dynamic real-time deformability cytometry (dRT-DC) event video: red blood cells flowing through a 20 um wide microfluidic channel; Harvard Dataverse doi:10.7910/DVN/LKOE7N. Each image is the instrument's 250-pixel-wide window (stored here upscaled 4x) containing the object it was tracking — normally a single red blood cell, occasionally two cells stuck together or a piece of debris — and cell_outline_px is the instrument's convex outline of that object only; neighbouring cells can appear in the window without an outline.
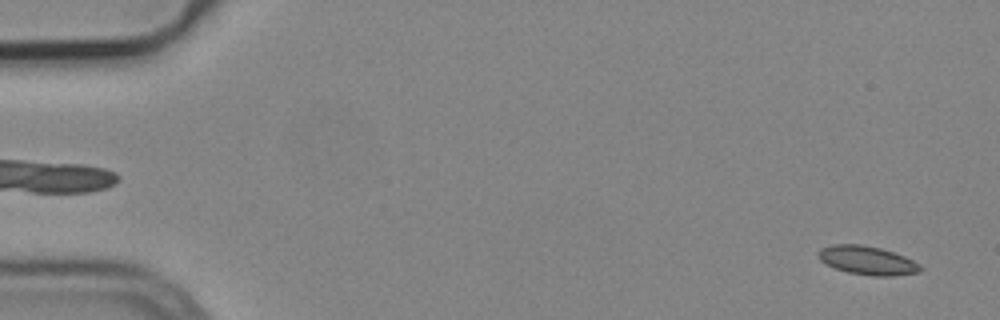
{"species": "common noctule bat (a hibernating species)", "species_latin": "Nyctalus noctula", "temperature_condition": "cold", "stored_images_in_passage": 55, "camera_frame_rate_fps": 3000, "um_per_image_px": 0.085, "animal": {"sex": "male", "body_mass_g": 19.2, "forearm_length_mm": 51.8}, "frame": {"image": 1, "passage_image": 2, "time_ms": 0.333, "image_size_px": [1000, 320], "cell_outline_px": [[924, 268], [920, 272], [892, 276], [872, 276], [848, 272], [836, 268], [820, 260], [816, 256], [816, 252], [820, 248], [832, 244], [860, 244], [880, 248], [904, 256], [920, 264]], "centroid_in_image_um": [73.71, 22.13], "position_along_channel_um": 11.3, "area_um2": 17.11}}
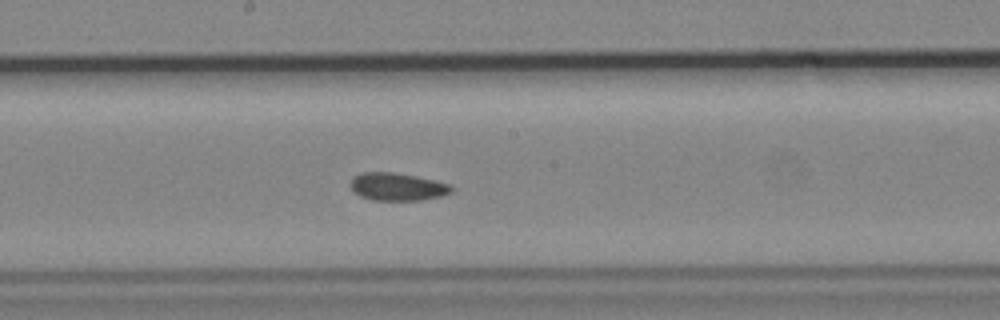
{"frame": {"image": 2, "passage_image": 29, "time_ms": 9.333, "image_size_px": [1000, 320], "cell_outline_px": [[452, 192], [440, 196], [420, 200], [372, 200], [360, 196], [352, 192], [348, 184], [352, 176], [360, 172], [392, 172], [416, 176], [448, 184], [452, 188]], "centroid_in_image_um": [33.66, 15.87], "position_along_channel_um": 214.5, "area_um2": 16.42}}
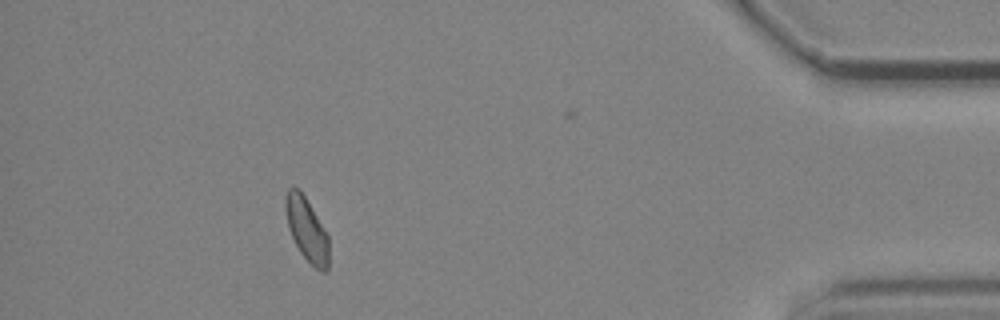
{"frame": {"image": 3, "passage_image": 49, "time_ms": 16.0, "image_size_px": [1000, 320], "cell_outline_px": [[328, 272], [320, 272], [300, 252], [288, 228], [284, 208], [284, 200], [288, 188], [300, 188], [328, 232]], "centroid_in_image_um": [26.08, 19.47], "position_along_channel_um": 409.1, "area_um2": 16.3}, "authors_computed_cell_mechanics": {"area_um2": 16.473, "velocity_mm_per_s": 3.7634, "shape_relaxation_time_tau1_ms": null, "shape_relaxation_time_tau2_ms": 3.4504, "deformation_change_tau1": null, "deformation_change_tau2": 0.069}}